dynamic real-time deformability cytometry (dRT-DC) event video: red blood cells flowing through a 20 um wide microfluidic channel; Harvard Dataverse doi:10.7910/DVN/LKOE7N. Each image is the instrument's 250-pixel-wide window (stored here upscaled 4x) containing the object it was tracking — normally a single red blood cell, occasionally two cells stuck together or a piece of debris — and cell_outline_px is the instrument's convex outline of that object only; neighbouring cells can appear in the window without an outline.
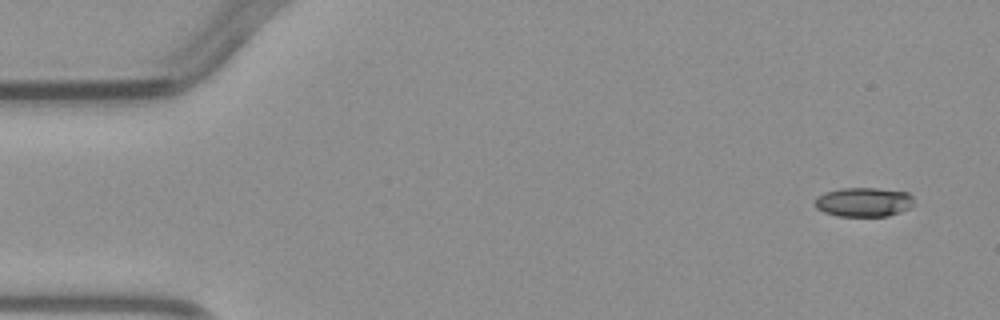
{"species": "common noctule bat (a hibernating species)", "species_latin": "Nyctalus noctula", "temperature_condition": "warm", "stored_images_in_passage": 5, "segment_of_instrument_passage": [2, 2], "camera_frame_rate_fps": 3000, "um_per_image_px": 0.085, "animal": {"sex": "male", "body_mass_g": 23.1, "forearm_length_mm": 52.7}, "frame": {"image": 1, "passage_image": 5, "time_ms": 4.667, "image_size_px": [1000, 320], "cell_outline_px": [[916, 204], [900, 212], [888, 216], [836, 216], [824, 212], [816, 208], [812, 204], [816, 196], [824, 192], [840, 188], [876, 188], [908, 192], [912, 196]], "centroid_in_image_um": [73.38, 17.17], "position_along_channel_um": 11.6, "area_um2": 17.22}}